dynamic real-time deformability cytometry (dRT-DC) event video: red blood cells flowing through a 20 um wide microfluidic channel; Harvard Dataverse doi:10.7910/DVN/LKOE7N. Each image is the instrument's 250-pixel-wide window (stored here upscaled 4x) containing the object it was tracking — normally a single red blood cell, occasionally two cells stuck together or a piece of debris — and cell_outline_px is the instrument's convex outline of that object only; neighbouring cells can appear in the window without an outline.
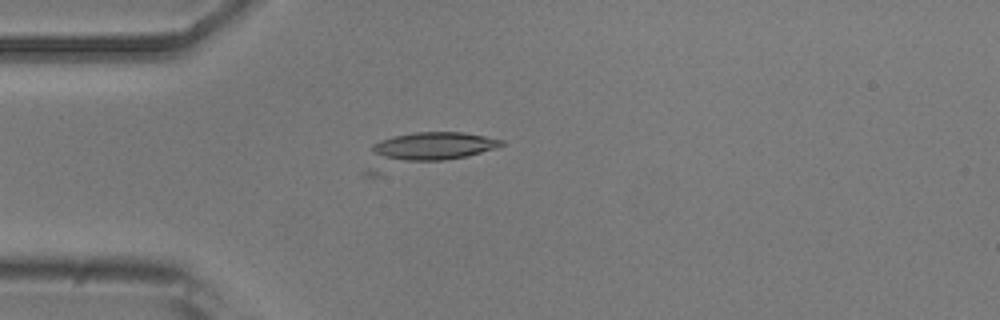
{"species": "common noctule bat (a hibernating species)", "species_latin": "Nyctalus noctula", "temperature_condition": "room temperature", "stored_images_in_passage": 5, "camera_frame_rate_fps": 3000, "um_per_image_px": 0.085, "animal": {"sex": "male", "body_mass_g": 20.5, "forearm_length_mm": 52.5}, "frame": {"image": 1, "passage_image": 5, "time_ms": 5.333, "image_size_px": [1000, 320], "cell_outline_px": [[504, 144], [496, 148], [464, 156], [444, 160], [404, 160], [384, 156], [376, 152], [372, 148], [372, 144], [380, 140], [392, 136], [412, 132], [464, 132], [504, 140]], "centroid_in_image_um": [36.93, 12.37], "position_along_channel_um": 48.1, "area_um2": 20.29}}